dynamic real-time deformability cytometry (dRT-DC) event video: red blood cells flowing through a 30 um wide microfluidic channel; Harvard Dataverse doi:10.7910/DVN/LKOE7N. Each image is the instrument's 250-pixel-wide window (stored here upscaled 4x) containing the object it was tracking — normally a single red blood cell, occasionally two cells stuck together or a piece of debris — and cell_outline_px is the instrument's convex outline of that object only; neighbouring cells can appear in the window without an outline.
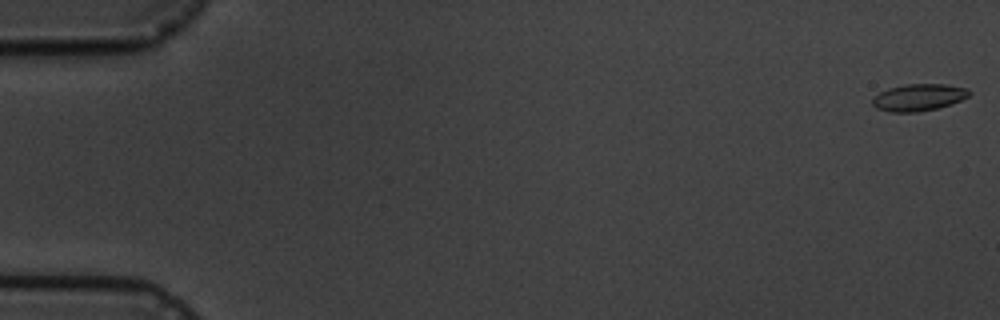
{"species": "common noctule bat (a hibernating species)", "species_latin": "Nyctalus noctula", "temperature_condition": "cold", "stored_images_in_passage": 6, "camera_frame_rate_fps": 3000, "um_per_image_px": 0.085, "animal": {"sex": "male", "body_mass_g": 19.5, "forearm_length_mm": 54.6}, "frame": {"image": 1, "passage_image": 1, "time_ms": 0.0, "image_size_px": [1000, 320], "cell_outline_px": [[972, 92], [968, 96], [952, 104], [936, 108], [916, 112], [892, 112], [876, 108], [872, 104], [872, 96], [888, 88], [904, 84], [944, 84], [968, 88]], "centroid_in_image_um": [78.07, 8.27], "position_along_channel_um": 6.9, "area_um2": 15.26}}
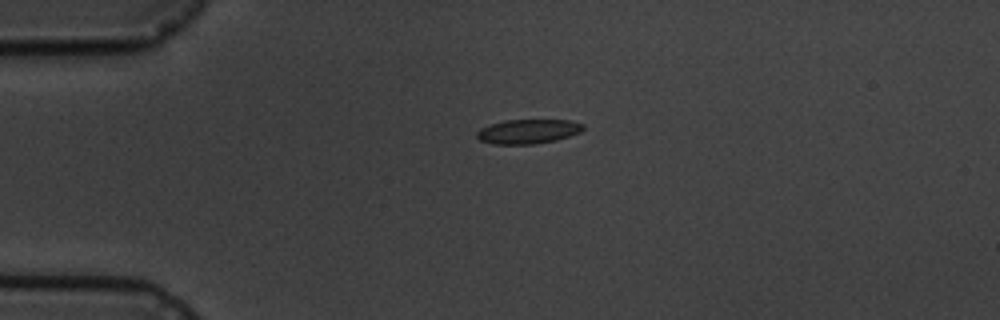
{"frame": {"image": 2, "passage_image": 4, "time_ms": 4.333, "image_size_px": [1000, 320], "cell_outline_px": [[584, 128], [580, 132], [556, 140], [532, 144], [492, 144], [480, 140], [476, 136], [476, 132], [480, 128], [504, 120], [568, 120], [584, 124]], "centroid_in_image_um": [44.86, 11.17], "position_along_channel_um": 40.1, "area_um2": 15.03}}
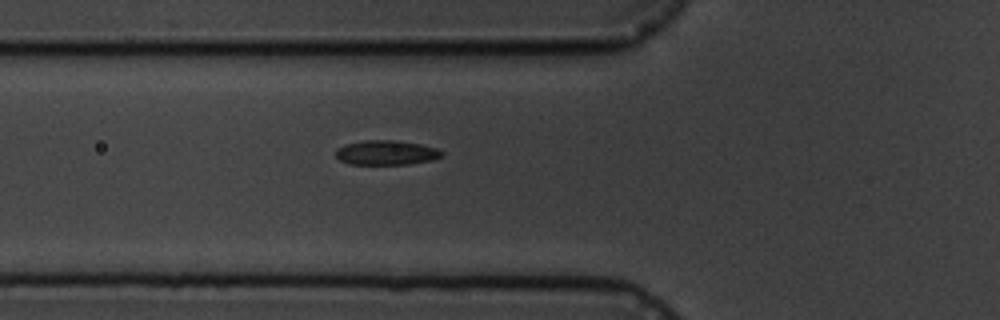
{"frame": {"image": 3, "passage_image": 6, "time_ms": 6.667, "image_size_px": [1000, 320], "cell_outline_px": [[444, 152], [440, 156], [432, 160], [408, 164], [348, 164], [340, 160], [336, 156], [336, 148], [344, 144], [364, 140], [396, 140], [420, 144], [436, 148]], "centroid_in_image_um": [32.8, 12.97], "position_along_channel_um": 93.0, "area_um2": 15.2}}